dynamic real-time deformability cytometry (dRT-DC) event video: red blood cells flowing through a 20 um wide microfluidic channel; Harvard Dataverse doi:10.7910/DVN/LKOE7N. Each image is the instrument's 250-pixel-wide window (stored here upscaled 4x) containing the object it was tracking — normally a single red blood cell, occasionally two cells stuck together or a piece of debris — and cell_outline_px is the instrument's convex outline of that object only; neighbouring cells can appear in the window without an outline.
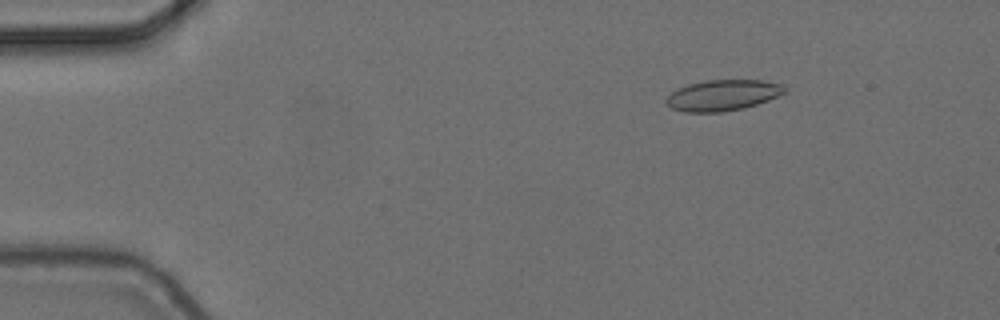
{"species": "common noctule bat (a hibernating species)", "species_latin": "Nyctalus noctula", "temperature_condition": "cold", "stored_images_in_passage": 7, "camera_frame_rate_fps": 3000, "um_per_image_px": 0.085, "animal": {"sex": "female", "body_mass_g": 24.6, "forearm_length_mm": 56.2}, "frame": {"image": 1, "passage_image": 3, "time_ms": 0.667, "image_size_px": [1000, 320], "cell_outline_px": [[788, 92], [768, 100], [744, 108], [720, 112], [684, 112], [672, 108], [664, 100], [672, 92], [688, 84], [708, 80], [760, 80], [780, 84]], "centroid_in_image_um": [61.44, 8.1], "position_along_channel_um": 23.6, "area_um2": 21.1}}
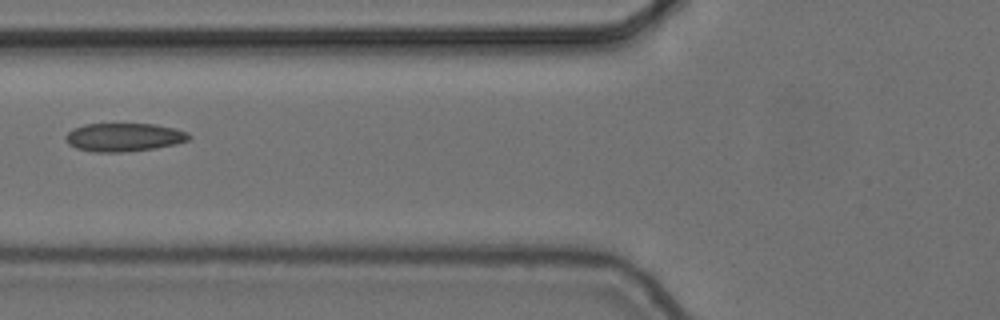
{"frame": {"image": 2, "passage_image": 7, "time_ms": 2.0, "image_size_px": [1000, 320], "cell_outline_px": [[192, 136], [188, 140], [176, 144], [152, 148], [124, 152], [92, 152], [76, 148], [68, 144], [64, 136], [72, 128], [84, 124], [156, 124], [176, 128], [188, 132]], "centroid_in_image_um": [10.52, 11.66], "position_along_channel_um": 115.3, "area_um2": 20.52}}